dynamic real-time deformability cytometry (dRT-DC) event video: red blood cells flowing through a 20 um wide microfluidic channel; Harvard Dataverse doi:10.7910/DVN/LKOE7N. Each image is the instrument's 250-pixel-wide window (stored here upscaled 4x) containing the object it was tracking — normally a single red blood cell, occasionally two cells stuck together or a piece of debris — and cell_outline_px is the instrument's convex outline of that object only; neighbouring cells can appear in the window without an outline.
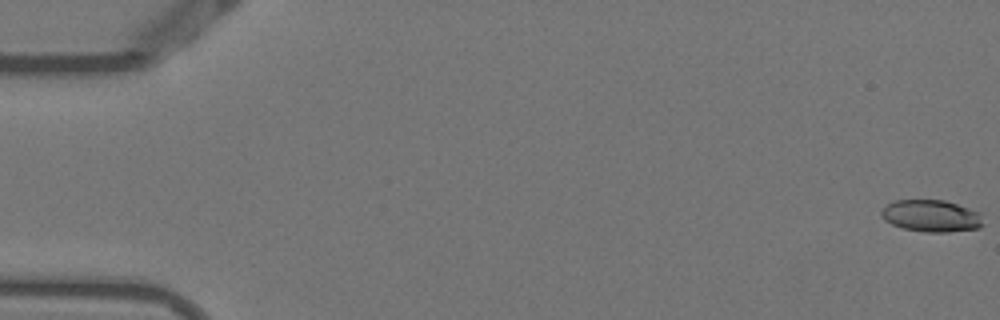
{"species": "Egyptian fruit bat (a non-hibernating species)", "species_latin": "Rousettus aegyptiacus", "temperature_condition": "warm", "stored_images_in_passage": 54, "camera_frame_rate_fps": 3000, "um_per_image_px": 0.085, "animal": {"sex": "female"}, "frame": {"image": 1, "passage_image": 1, "time_ms": 0.0, "image_size_px": [1000, 320], "cell_outline_px": [[984, 224], [980, 228], [948, 232], [924, 232], [904, 228], [892, 224], [884, 220], [880, 212], [888, 204], [896, 200], [944, 200], [980, 212]], "centroid_in_image_um": [79.18, 18.36], "position_along_channel_um": 5.8, "area_um2": 18.9}}
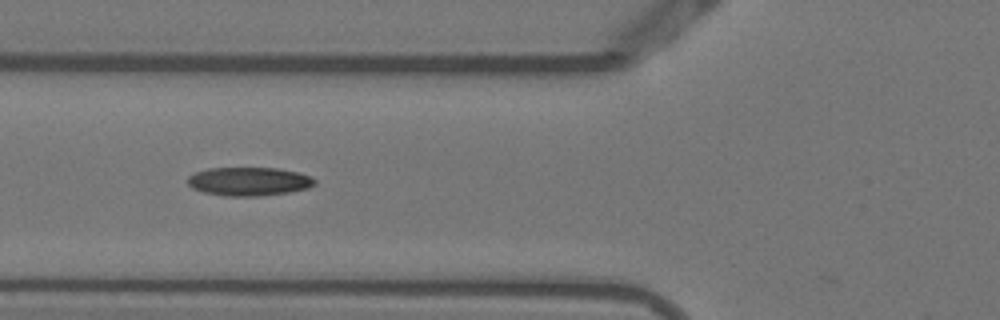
{"frame": {"image": 2, "passage_image": 21, "time_ms": 6.667, "image_size_px": [1000, 320], "cell_outline_px": [[316, 184], [308, 188], [288, 192], [256, 196], [224, 196], [204, 192], [192, 188], [188, 184], [188, 176], [196, 172], [208, 168], [276, 168], [300, 172], [312, 176], [316, 180]], "centroid_in_image_um": [21.18, 15.41], "position_along_channel_um": 104.6, "area_um2": 21.21}}
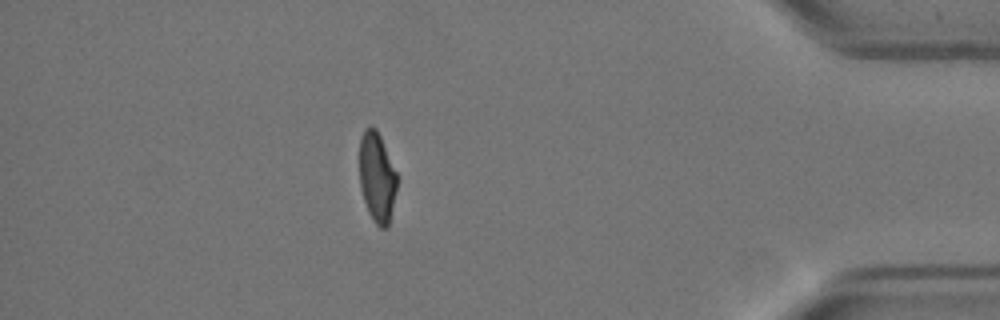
{"frame": {"image": 3, "passage_image": 48, "time_ms": 15.667, "image_size_px": [1000, 320], "cell_outline_px": [[396, 188], [388, 228], [380, 228], [372, 220], [368, 212], [364, 200], [360, 184], [360, 140], [364, 128], [376, 128], [380, 136], [396, 172]], "centroid_in_image_um": [32.03, 15.1], "position_along_channel_um": 403.2, "area_um2": 19.31}, "authors_computed_cell_mechanics": {"area_um2": 20.5479, "velocity_mm_per_s": 3.8085, "shape_relaxation_time_tau1_ms": null, "shape_relaxation_time_tau2_ms": 1.7626, "deformation_change_tau1": null, "deformation_change_tau2": 0.0766}}